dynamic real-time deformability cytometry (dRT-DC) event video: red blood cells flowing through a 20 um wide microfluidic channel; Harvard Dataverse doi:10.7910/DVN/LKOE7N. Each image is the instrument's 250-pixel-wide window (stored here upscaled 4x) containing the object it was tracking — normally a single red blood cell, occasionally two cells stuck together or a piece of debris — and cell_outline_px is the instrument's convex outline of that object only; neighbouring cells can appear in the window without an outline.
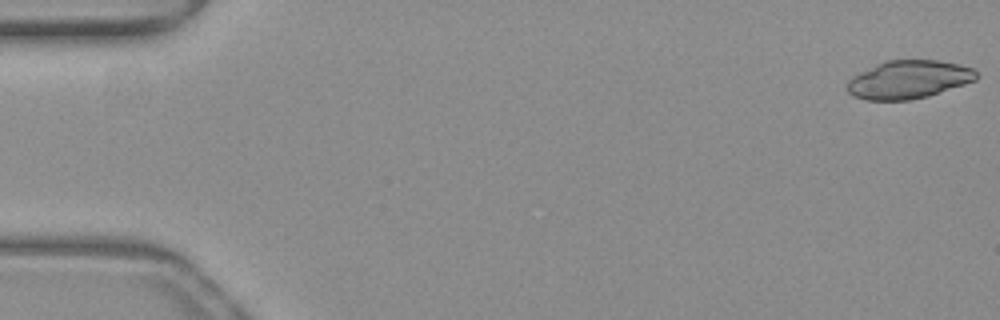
{"species": "common noctule bat (a hibernating species)", "species_latin": "Nyctalus noctula", "temperature_condition": "warm", "stored_images_in_passage": 12, "camera_frame_rate_fps": 3000, "um_per_image_px": 0.085, "animal": {"sex": "female", "body_mass_g": 19.3, "forearm_length_mm": 54.1}, "frame": {"image": 1, "passage_image": 1, "time_ms": 0.0, "image_size_px": [1000, 320], "cell_outline_px": [[980, 76], [976, 80], [928, 96], [908, 100], [864, 100], [848, 92], [848, 80], [852, 76], [876, 64], [888, 60], [936, 60], [960, 64], [972, 68]], "centroid_in_image_um": [77.25, 6.76], "position_along_channel_um": 7.8, "area_um2": 28.61}}